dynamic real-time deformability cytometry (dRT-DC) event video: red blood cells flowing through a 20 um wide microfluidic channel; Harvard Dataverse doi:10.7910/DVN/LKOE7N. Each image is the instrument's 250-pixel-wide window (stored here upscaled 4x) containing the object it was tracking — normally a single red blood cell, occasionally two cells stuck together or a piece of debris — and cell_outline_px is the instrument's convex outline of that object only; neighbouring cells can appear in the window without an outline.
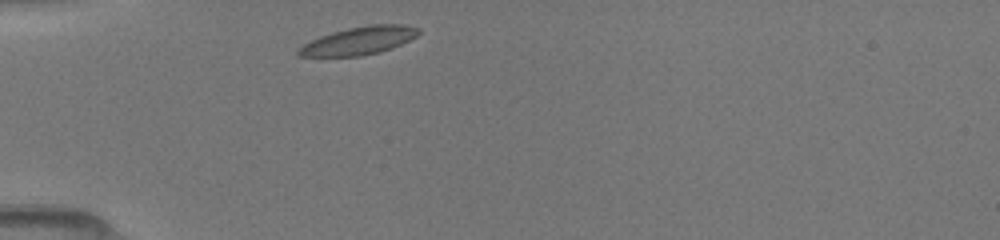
{"species": "common noctule bat (a hibernating species)", "species_latin": "Nyctalus noctula", "temperature_condition": "room temperature", "stored_images_in_passage": 25, "camera_frame_rate_fps": 3000, "um_per_image_px": 0.085, "animal": {"sex": "female", "body_mass_g": 19.5, "forearm_length_mm": 54.1}, "frame": {"image": 1, "passage_image": 1, "time_ms": 0.0, "image_size_px": [1000, 240], "cell_outline_px": [[420, 32], [416, 36], [392, 48], [380, 52], [360, 56], [296, 56], [296, 52], [304, 44], [320, 36], [332, 32], [348, 28], [372, 24], [404, 24], [420, 28]], "centroid_in_image_um": [30.53, 3.45], "position_along_channel_um": 54.5, "area_um2": 19.42}}
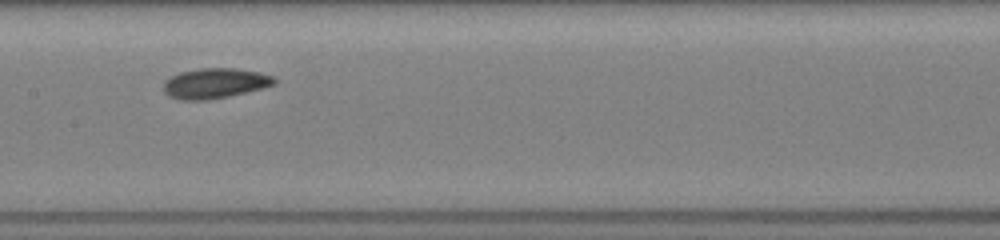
{"frame": {"image": 2, "passage_image": 11, "time_ms": 3.667, "image_size_px": [1000, 240], "cell_outline_px": [[276, 84], [264, 88], [228, 96], [208, 100], [180, 100], [168, 96], [164, 92], [164, 80], [180, 72], [200, 68], [236, 68], [260, 72], [272, 76], [276, 80]], "centroid_in_image_um": [18.27, 7.08], "position_along_channel_um": 189.1, "area_um2": 19.59}}
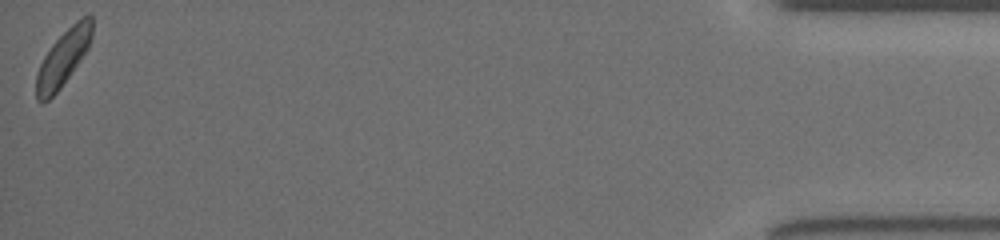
{"frame": {"image": 3, "passage_image": 25, "time_ms": 11.667, "image_size_px": [1000, 240], "cell_outline_px": [[92, 36], [88, 48], [80, 60], [60, 88], [48, 100], [36, 100], [36, 76], [40, 64], [44, 56], [52, 44], [76, 20], [88, 12], [92, 12]], "centroid_in_image_um": [5.39, 4.87], "position_along_channel_um": 429.8, "area_um2": 17.92}}